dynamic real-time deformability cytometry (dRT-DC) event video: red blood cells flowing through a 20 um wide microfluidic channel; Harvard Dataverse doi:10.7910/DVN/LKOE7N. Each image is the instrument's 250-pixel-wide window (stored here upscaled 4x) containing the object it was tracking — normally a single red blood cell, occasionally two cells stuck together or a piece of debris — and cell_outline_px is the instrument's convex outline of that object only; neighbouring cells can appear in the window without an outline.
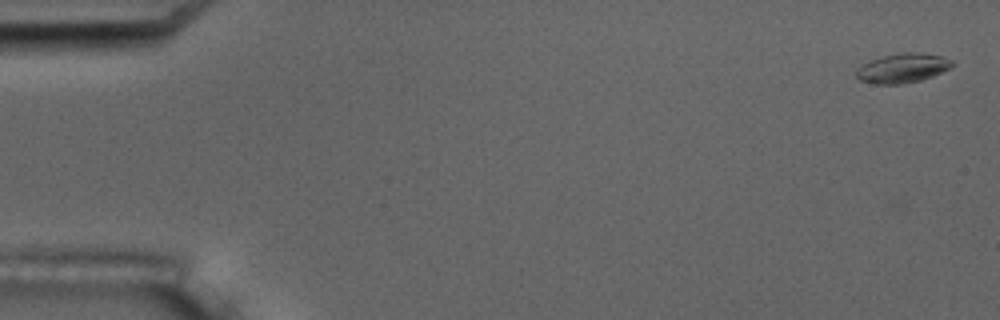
{"species": "common noctule bat (a hibernating species)", "species_latin": "Nyctalus noctula", "temperature_condition": "room temperature", "stored_images_in_passage": 12, "camera_frame_rate_fps": 3000, "um_per_image_px": 0.085, "animal": {"sex": "male", "body_mass_g": 17.5, "forearm_length_mm": 52.3}, "frame": {"image": 1, "passage_image": 1, "time_ms": 0.0, "image_size_px": [1000, 320], "cell_outline_px": [[956, 64], [952, 68], [932, 76], [920, 80], [904, 84], [876, 84], [860, 80], [856, 76], [856, 68], [872, 60], [884, 56], [900, 52], [924, 52], [940, 56], [952, 60]], "centroid_in_image_um": [76.76, 5.78], "position_along_channel_um": 8.2, "area_um2": 16.53}}
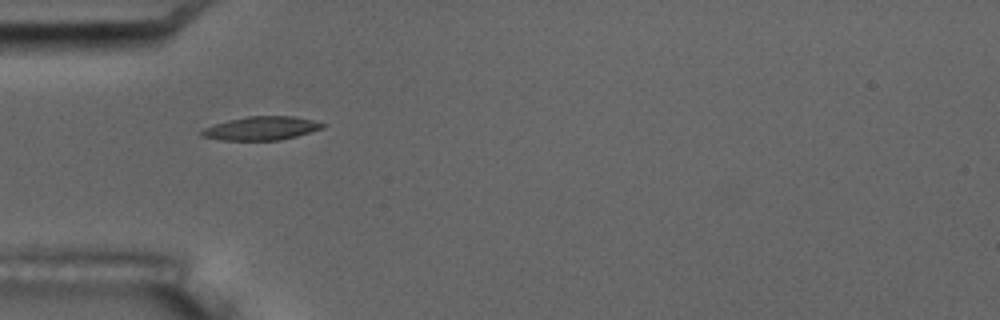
{"frame": {"image": 2, "passage_image": 6, "time_ms": 5.667, "image_size_px": [1000, 320], "cell_outline_px": [[328, 124], [324, 128], [296, 136], [280, 140], [220, 140], [200, 136], [200, 132], [204, 128], [228, 120], [248, 116], [292, 116], [312, 120]], "centroid_in_image_um": [22.23, 10.91], "position_along_channel_um": 62.8, "area_um2": 16.59}}
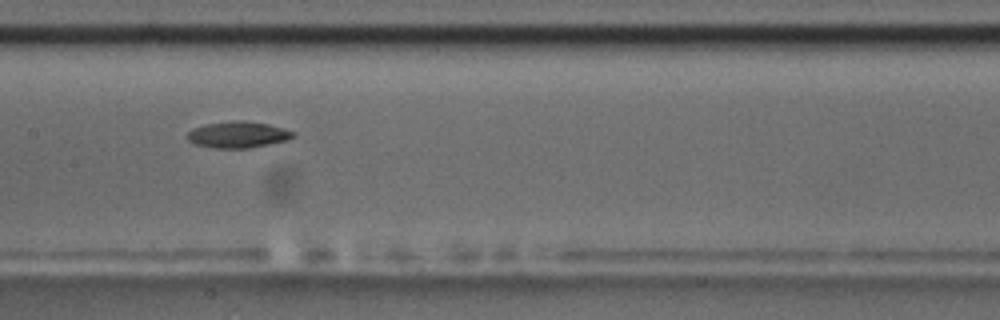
{"frame": {"image": 3, "passage_image": 9, "time_ms": 9.333, "image_size_px": [1000, 320], "cell_outline_px": [[296, 136], [288, 140], [248, 148], [216, 148], [196, 144], [188, 140], [188, 132], [192, 128], [204, 124], [236, 120], [244, 120], [268, 124], [296, 132]], "centroid_in_image_um": [20.25, 11.43], "position_along_channel_um": 187.2, "area_um2": 16.24}}